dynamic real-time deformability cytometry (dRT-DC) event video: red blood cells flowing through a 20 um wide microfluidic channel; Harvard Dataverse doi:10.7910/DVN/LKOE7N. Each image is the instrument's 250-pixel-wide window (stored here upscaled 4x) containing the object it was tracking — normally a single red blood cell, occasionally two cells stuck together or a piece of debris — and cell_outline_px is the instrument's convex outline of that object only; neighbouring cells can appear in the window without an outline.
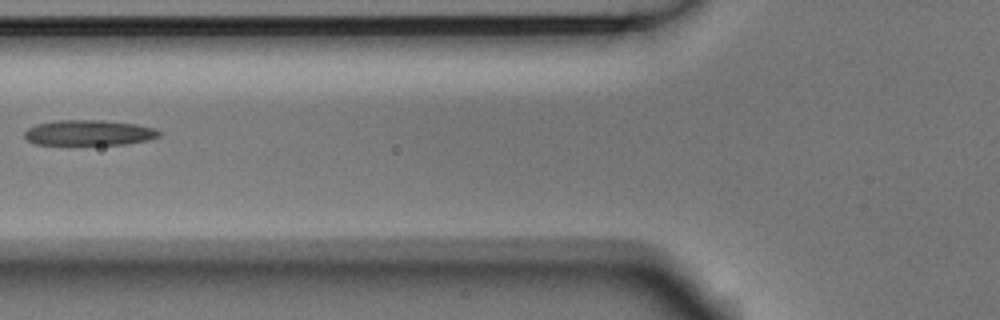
{"species": "Egyptian fruit bat (a non-hibernating species)", "species_latin": "Rousettus aegyptiacus", "temperature_condition": "room temperature", "stored_images_in_passage": 3, "camera_frame_rate_fps": 3000, "um_per_image_px": 0.085, "animal": {"sex": "male"}, "frame": {"image": 1, "passage_image": 3, "time_ms": 0.667, "image_size_px": [1000, 320], "cell_outline_px": [[160, 136], [148, 140], [124, 144], [36, 144], [28, 140], [24, 136], [24, 132], [28, 128], [36, 124], [56, 120], [100, 120], [136, 124], [156, 128], [160, 132]], "centroid_in_image_um": [7.56, 11.27], "position_along_channel_um": 118.2, "area_um2": 19.83}}